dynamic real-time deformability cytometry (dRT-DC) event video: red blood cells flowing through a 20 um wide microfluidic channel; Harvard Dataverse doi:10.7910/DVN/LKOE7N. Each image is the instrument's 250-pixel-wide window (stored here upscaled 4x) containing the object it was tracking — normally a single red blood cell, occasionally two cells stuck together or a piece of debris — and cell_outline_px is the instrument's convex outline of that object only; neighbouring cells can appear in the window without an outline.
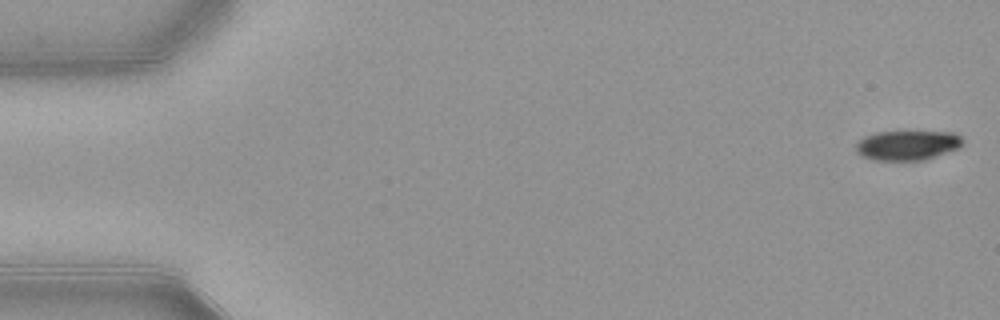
{"species": "common noctule bat (a hibernating species)", "species_latin": "Nyctalus noctula", "temperature_condition": "warm", "stored_images_in_passage": 54, "segment_of_instrument_passage": [1, 2], "camera_frame_rate_fps": 3000, "um_per_image_px": 0.085, "animal": {"sex": "female", "body_mass_g": 21.9}, "frame": {"image": 1, "passage_image": 1, "time_ms": 0.0, "image_size_px": [1000, 320], "cell_outline_px": [[960, 144], [956, 148], [924, 160], [872, 160], [860, 156], [856, 152], [856, 144], [864, 136], [876, 132], [952, 132], [960, 136]], "centroid_in_image_um": [77.03, 12.35], "position_along_channel_um": 8.0, "area_um2": 18.15}}
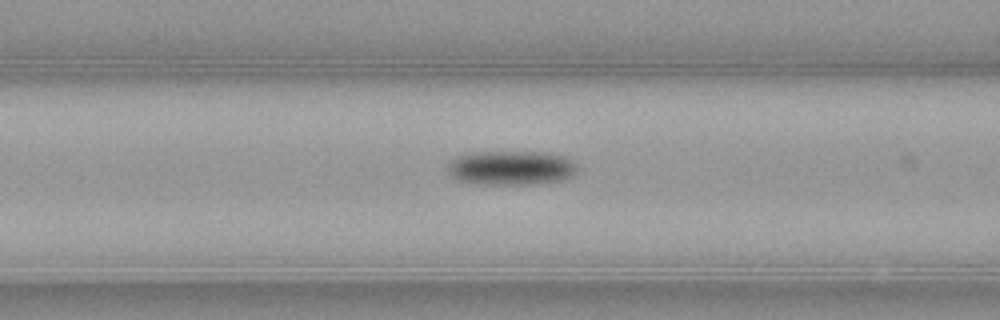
{"frame": {"image": 2, "passage_image": 21, "time_ms": 6.667, "image_size_px": [1000, 320], "cell_outline_px": [[576, 168], [572, 176], [560, 180], [532, 184], [480, 184], [456, 180], [448, 172], [448, 164], [456, 156], [472, 152], [548, 152], [568, 156], [576, 160]], "centroid_in_image_um": [43.47, 14.25], "position_along_channel_um": 123.1, "area_um2": 26.18}}
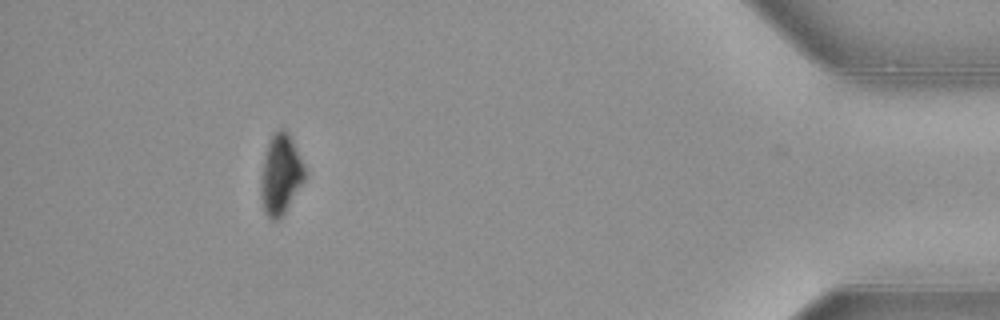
{"frame": {"image": 3, "passage_image": 48, "time_ms": 15.667, "image_size_px": [1000, 320], "cell_outline_px": [[304, 180], [284, 212], [276, 220], [272, 220], [264, 212], [260, 196], [260, 180], [264, 160], [268, 144], [272, 136], [280, 128], [284, 128], [288, 132], [304, 164]], "centroid_in_image_um": [23.83, 14.83], "position_along_channel_um": 411.4, "area_um2": 20.0}}